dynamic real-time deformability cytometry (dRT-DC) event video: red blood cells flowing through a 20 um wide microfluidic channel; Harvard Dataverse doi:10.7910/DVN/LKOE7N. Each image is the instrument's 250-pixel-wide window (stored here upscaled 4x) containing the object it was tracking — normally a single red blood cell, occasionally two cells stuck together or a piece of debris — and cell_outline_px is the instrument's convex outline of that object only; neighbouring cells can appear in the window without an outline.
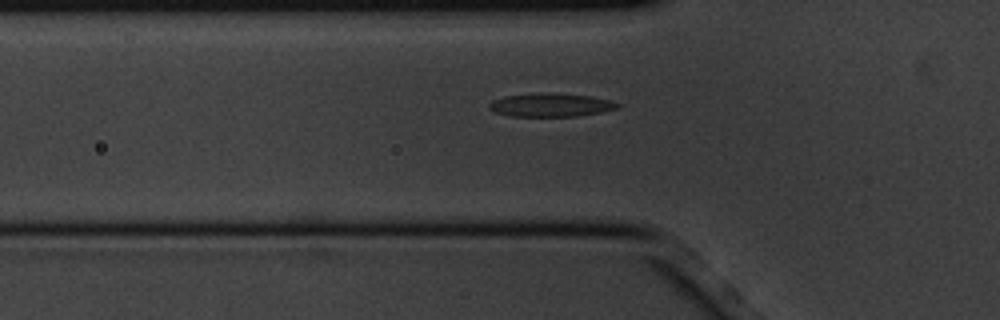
{"species": "common noctule bat (a hibernating species)", "species_latin": "Nyctalus noctula", "temperature_condition": "cold", "stored_images_in_passage": 16, "camera_frame_rate_fps": 3000, "um_per_image_px": 0.085, "animal": {"sex": "male", "body_mass_g": 20.1, "forearm_length_mm": 53.5}, "frame": {"image": 1, "passage_image": 6, "time_ms": 1.667, "image_size_px": [1000, 320], "cell_outline_px": [[620, 108], [600, 112], [576, 116], [512, 116], [496, 112], [488, 108], [488, 104], [492, 100], [504, 96], [540, 92], [548, 92], [592, 96], [612, 100], [620, 104]], "centroid_in_image_um": [46.83, 8.91], "position_along_channel_um": 79.0, "area_um2": 17.69}}
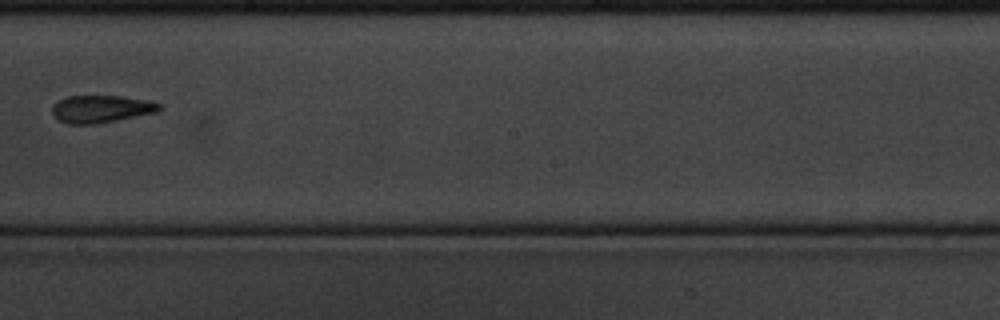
{"frame": {"image": 2, "passage_image": 10, "time_ms": 3.0, "image_size_px": [1000, 320], "cell_outline_px": [[160, 112], [96, 124], [68, 124], [60, 120], [52, 112], [52, 108], [60, 100], [68, 96], [120, 96], [148, 100], [160, 104]], "centroid_in_image_um": [8.65, 9.27], "position_along_channel_um": 239.6, "area_um2": 16.99}}
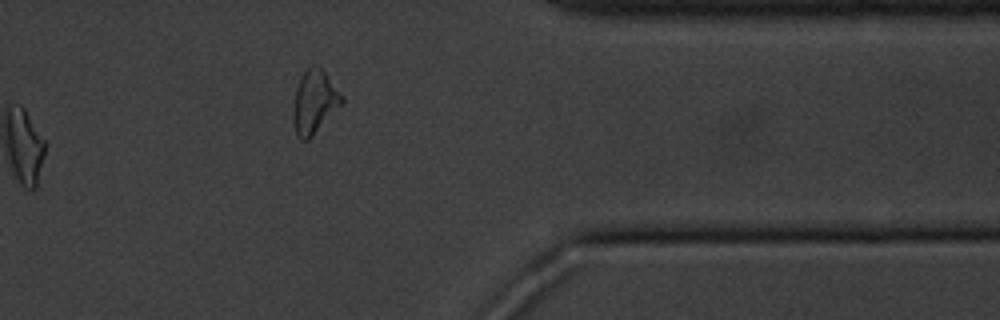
{"frame": {"image": 3, "passage_image": 14, "time_ms": 4.333, "image_size_px": [1000, 320], "cell_outline_px": [[344, 104], [308, 140], [300, 140], [296, 132], [292, 120], [292, 112], [296, 88], [304, 72], [312, 64], [316, 64], [324, 72], [344, 100]], "centroid_in_image_um": [26.71, 8.7], "position_along_channel_um": 384.7, "area_um2": 17.74}}